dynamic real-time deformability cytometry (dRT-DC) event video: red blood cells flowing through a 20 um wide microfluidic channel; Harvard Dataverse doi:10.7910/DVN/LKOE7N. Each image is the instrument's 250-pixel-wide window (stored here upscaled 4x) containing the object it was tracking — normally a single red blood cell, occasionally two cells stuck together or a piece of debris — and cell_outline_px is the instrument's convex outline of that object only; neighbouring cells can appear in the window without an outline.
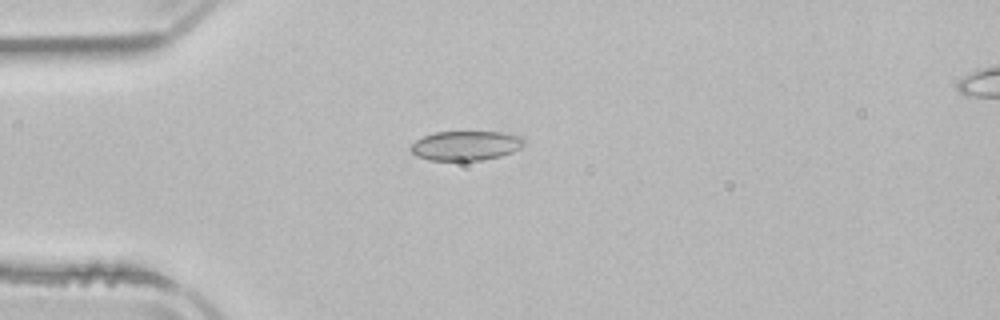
{"species": "common noctule bat (a hibernating species)", "species_latin": "Nyctalus noctula", "temperature_condition": "room temperature", "stored_images_in_passage": 7, "camera_frame_rate_fps": 3000, "um_per_image_px": 0.085, "animal": {"sex": "male", "body_mass_g": 21.5, "forearm_length_mm": 52.0}, "frame": {"image": 1, "passage_image": 5, "time_ms": 6.333, "image_size_px": [1000, 320], "cell_outline_px": [[524, 144], [520, 148], [512, 152], [500, 156], [480, 160], [428, 160], [416, 156], [408, 148], [416, 140], [424, 136], [436, 132], [500, 132], [520, 136], [524, 140]], "centroid_in_image_um": [39.56, 12.38], "position_along_channel_um": 45.4, "area_um2": 19.36}}
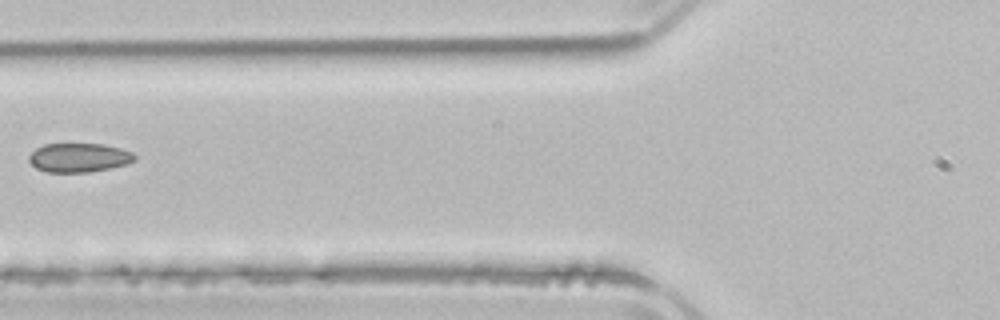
{"frame": {"image": 2, "passage_image": 7, "time_ms": 8.667, "image_size_px": [1000, 320], "cell_outline_px": [[136, 160], [128, 164], [112, 168], [88, 172], [48, 172], [36, 168], [28, 160], [28, 156], [36, 148], [44, 144], [104, 144], [120, 148], [132, 152], [136, 156]], "centroid_in_image_um": [6.73, 13.4], "position_along_channel_um": 119.1, "area_um2": 17.98}}